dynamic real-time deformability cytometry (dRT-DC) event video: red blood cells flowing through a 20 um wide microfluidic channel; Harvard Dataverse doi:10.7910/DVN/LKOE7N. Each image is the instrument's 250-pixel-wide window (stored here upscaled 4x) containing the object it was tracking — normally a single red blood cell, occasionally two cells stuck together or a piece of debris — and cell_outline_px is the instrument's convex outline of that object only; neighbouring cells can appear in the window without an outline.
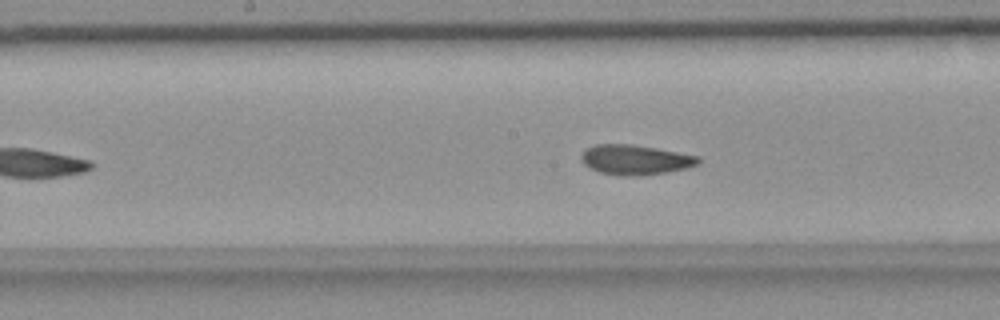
{"species": "common noctule bat (a hibernating species)", "species_latin": "Nyctalus noctula", "temperature_condition": "room temperature", "stored_images_in_passage": 44, "camera_frame_rate_fps": 3000, "um_per_image_px": 0.085, "animal": {"sex": "female", "body_mass_g": 18.4}, "frame": {"image": 1, "passage_image": 20, "time_ms": 6.333, "image_size_px": [1000, 320], "cell_outline_px": [[700, 164], [688, 168], [640, 176], [624, 176], [600, 172], [588, 168], [584, 164], [580, 156], [588, 148], [596, 144], [632, 144], [656, 148], [700, 156]], "centroid_in_image_um": [54.02, 13.58], "position_along_channel_um": 194.2, "area_um2": 20.4}}
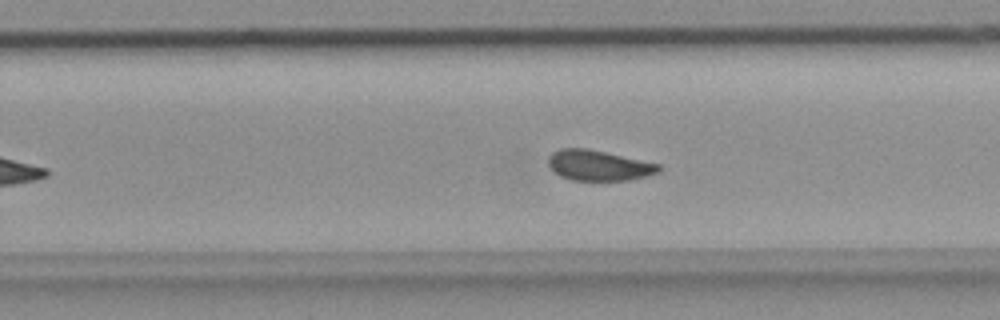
{"frame": {"image": 2, "passage_image": 27, "time_ms": 8.667, "image_size_px": [1000, 320], "cell_outline_px": [[660, 172], [648, 176], [628, 180], [572, 180], [560, 176], [548, 164], [548, 156], [552, 152], [560, 148], [588, 148], [660, 164]], "centroid_in_image_um": [50.89, 14.05], "position_along_channel_um": 278.9, "area_um2": 19.59}}
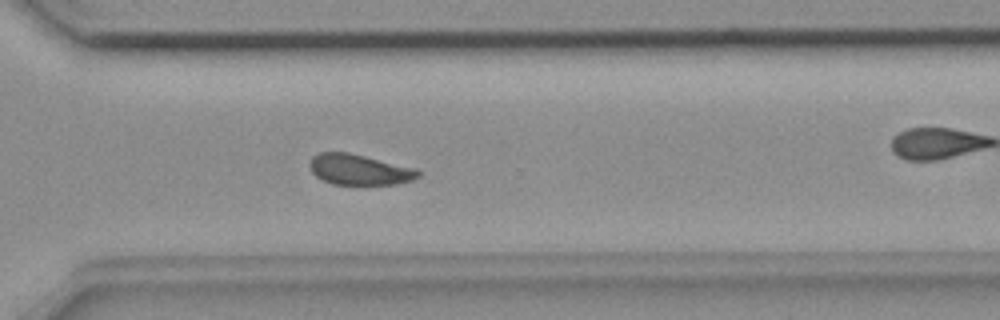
{"frame": {"image": 3, "passage_image": 32, "time_ms": 10.333, "image_size_px": [1000, 320], "cell_outline_px": [[420, 176], [412, 180], [396, 184], [332, 184], [316, 176], [312, 172], [308, 164], [312, 156], [320, 152], [348, 152], [416, 168], [420, 172]], "centroid_in_image_um": [30.53, 14.41], "position_along_channel_um": 340.1, "area_um2": 19.31}, "authors_computed_cell_mechanics": {"area_um2": 20.1144, "velocity_mm_per_s": 3.6426, "shape_relaxation_time_tau1_ms": null, "shape_relaxation_time_tau2_ms": 1.7451, "deformation_change_tau1": null, "deformation_change_tau2": 0.0762}}